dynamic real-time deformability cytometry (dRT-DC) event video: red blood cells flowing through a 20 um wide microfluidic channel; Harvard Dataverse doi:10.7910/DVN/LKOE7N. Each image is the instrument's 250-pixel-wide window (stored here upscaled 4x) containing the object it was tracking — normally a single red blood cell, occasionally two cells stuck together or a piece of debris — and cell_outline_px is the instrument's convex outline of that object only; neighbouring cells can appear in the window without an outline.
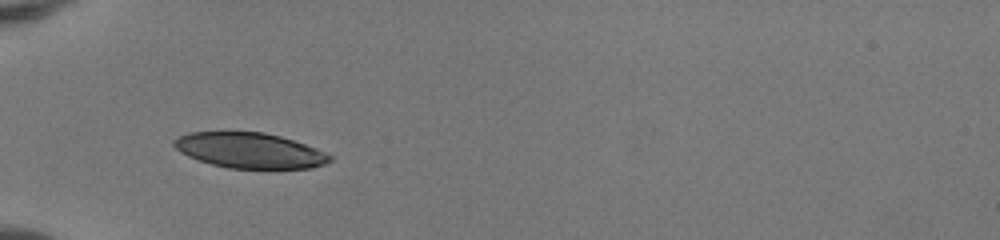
{"species": "human", "species_latin": "Homo sapiens", "temperature_condition": "room temperature", "stored_images_in_passage": 33, "camera_frame_rate_fps": 3000, "um_per_image_px": 0.085, "donor": {"sex": "female"}, "frame": {"image": 1, "passage_image": 1, "time_ms": 0.0, "image_size_px": [1000, 240], "cell_outline_px": [[332, 160], [324, 164], [312, 168], [228, 168], [212, 164], [188, 156], [180, 152], [172, 144], [172, 140], [188, 132], [264, 132], [280, 136], [316, 148], [332, 156]], "centroid_in_image_um": [21.21, 12.78], "position_along_channel_um": 63.8, "area_um2": 31.91}}
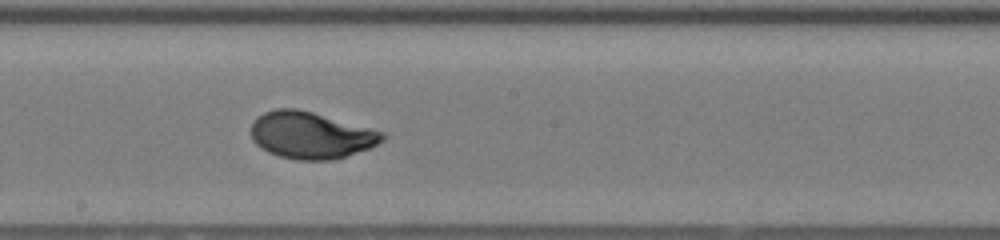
{"frame": {"image": 2, "passage_image": 13, "time_ms": 4.0, "image_size_px": [1000, 240], "cell_outline_px": [[388, 136], [384, 140], [368, 148], [332, 160], [296, 160], [280, 156], [268, 152], [260, 148], [252, 140], [252, 124], [264, 112], [276, 108], [296, 108], [312, 112], [384, 132]], "centroid_in_image_um": [26.41, 11.5], "position_along_channel_um": 221.8, "area_um2": 35.49}}
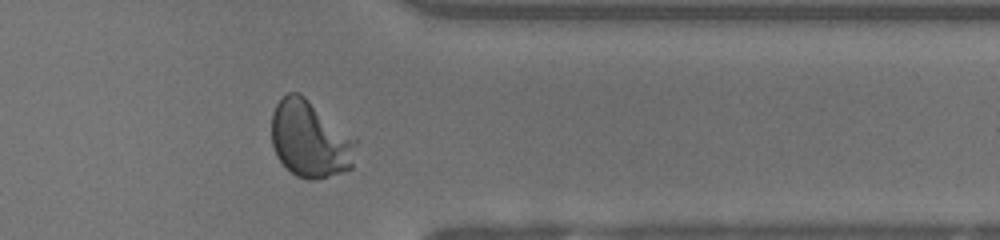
{"frame": {"image": 3, "passage_image": 25, "time_ms": 8.0, "image_size_px": [1000, 240], "cell_outline_px": [[356, 144], [352, 168], [328, 176], [312, 180], [308, 180], [296, 176], [276, 156], [272, 144], [272, 112], [276, 104], [288, 92], [300, 92], [356, 136]], "centroid_in_image_um": [26.37, 11.8], "position_along_channel_um": 385.0, "area_um2": 38.15}, "authors_computed_cell_mechanics": {"area_um2": 35.3736, "velocity_mm_per_s": 4.1642, "shape_relaxation_time_tau1_ms": 2.3696, "shape_relaxation_time_tau2_ms": null, "deformation_change_tau1": 0.1591, "deformation_change_tau2": null}}